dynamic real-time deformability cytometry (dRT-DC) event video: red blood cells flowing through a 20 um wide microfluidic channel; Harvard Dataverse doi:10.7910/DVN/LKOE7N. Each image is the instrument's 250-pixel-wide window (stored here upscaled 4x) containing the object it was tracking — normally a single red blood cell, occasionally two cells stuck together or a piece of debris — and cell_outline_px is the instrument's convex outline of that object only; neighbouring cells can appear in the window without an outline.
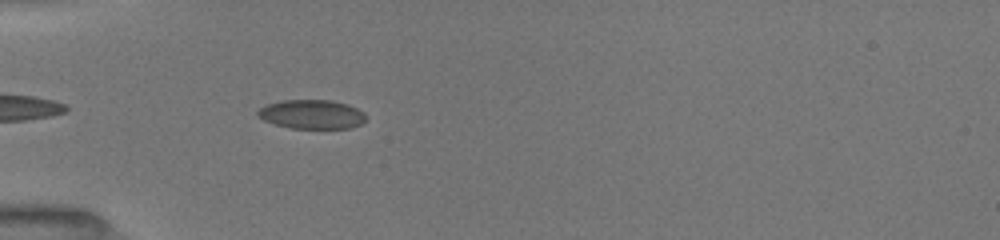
{"species": "common noctule bat (a hibernating species)", "species_latin": "Nyctalus noctula", "temperature_condition": "room temperature", "stored_images_in_passage": 5, "camera_frame_rate_fps": 3000, "um_per_image_px": 0.085, "animal": {"sex": "female", "body_mass_g": 19.5, "forearm_length_mm": 54.1}, "frame": {"image": 1, "passage_image": 4, "time_ms": 0.667, "image_size_px": [1000, 240], "cell_outline_px": [[364, 120], [360, 124], [352, 128], [292, 128], [276, 124], [264, 120], [256, 116], [256, 112], [264, 104], [280, 100], [332, 100], [348, 104], [364, 112]], "centroid_in_image_um": [26.46, 9.7], "position_along_channel_um": 58.5, "area_um2": 18.38}}